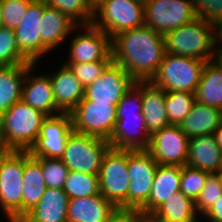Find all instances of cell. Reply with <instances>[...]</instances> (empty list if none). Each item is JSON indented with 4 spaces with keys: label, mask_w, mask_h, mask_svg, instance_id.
<instances>
[{
    "label": "cell",
    "mask_w": 222,
    "mask_h": 222,
    "mask_svg": "<svg viewBox=\"0 0 222 222\" xmlns=\"http://www.w3.org/2000/svg\"><path fill=\"white\" fill-rule=\"evenodd\" d=\"M166 53L165 38L146 24L112 38V60L135 81H150Z\"/></svg>",
    "instance_id": "1"
},
{
    "label": "cell",
    "mask_w": 222,
    "mask_h": 222,
    "mask_svg": "<svg viewBox=\"0 0 222 222\" xmlns=\"http://www.w3.org/2000/svg\"><path fill=\"white\" fill-rule=\"evenodd\" d=\"M151 136L142 114V81H135L117 105L115 129L108 140L111 148L147 150Z\"/></svg>",
    "instance_id": "2"
},
{
    "label": "cell",
    "mask_w": 222,
    "mask_h": 222,
    "mask_svg": "<svg viewBox=\"0 0 222 222\" xmlns=\"http://www.w3.org/2000/svg\"><path fill=\"white\" fill-rule=\"evenodd\" d=\"M219 31L209 22L196 18L164 36L166 53L204 61L212 60Z\"/></svg>",
    "instance_id": "3"
},
{
    "label": "cell",
    "mask_w": 222,
    "mask_h": 222,
    "mask_svg": "<svg viewBox=\"0 0 222 222\" xmlns=\"http://www.w3.org/2000/svg\"><path fill=\"white\" fill-rule=\"evenodd\" d=\"M48 116L23 100L0 116L1 129L10 150L29 151L35 144L43 121Z\"/></svg>",
    "instance_id": "4"
},
{
    "label": "cell",
    "mask_w": 222,
    "mask_h": 222,
    "mask_svg": "<svg viewBox=\"0 0 222 222\" xmlns=\"http://www.w3.org/2000/svg\"><path fill=\"white\" fill-rule=\"evenodd\" d=\"M24 151L0 156V213L7 222L23 218Z\"/></svg>",
    "instance_id": "5"
},
{
    "label": "cell",
    "mask_w": 222,
    "mask_h": 222,
    "mask_svg": "<svg viewBox=\"0 0 222 222\" xmlns=\"http://www.w3.org/2000/svg\"><path fill=\"white\" fill-rule=\"evenodd\" d=\"M206 61L193 57L165 56L150 82L166 92H196Z\"/></svg>",
    "instance_id": "6"
},
{
    "label": "cell",
    "mask_w": 222,
    "mask_h": 222,
    "mask_svg": "<svg viewBox=\"0 0 222 222\" xmlns=\"http://www.w3.org/2000/svg\"><path fill=\"white\" fill-rule=\"evenodd\" d=\"M110 148L108 140L73 130L61 160L70 171L99 175L103 158Z\"/></svg>",
    "instance_id": "7"
},
{
    "label": "cell",
    "mask_w": 222,
    "mask_h": 222,
    "mask_svg": "<svg viewBox=\"0 0 222 222\" xmlns=\"http://www.w3.org/2000/svg\"><path fill=\"white\" fill-rule=\"evenodd\" d=\"M144 24V5L135 0H104L94 8L92 25L111 38Z\"/></svg>",
    "instance_id": "8"
},
{
    "label": "cell",
    "mask_w": 222,
    "mask_h": 222,
    "mask_svg": "<svg viewBox=\"0 0 222 222\" xmlns=\"http://www.w3.org/2000/svg\"><path fill=\"white\" fill-rule=\"evenodd\" d=\"M98 176L102 196L117 209H128L130 179L127 150L110 148L103 158Z\"/></svg>",
    "instance_id": "9"
},
{
    "label": "cell",
    "mask_w": 222,
    "mask_h": 222,
    "mask_svg": "<svg viewBox=\"0 0 222 222\" xmlns=\"http://www.w3.org/2000/svg\"><path fill=\"white\" fill-rule=\"evenodd\" d=\"M73 130L109 140L117 121V105L82 98L70 112Z\"/></svg>",
    "instance_id": "10"
},
{
    "label": "cell",
    "mask_w": 222,
    "mask_h": 222,
    "mask_svg": "<svg viewBox=\"0 0 222 222\" xmlns=\"http://www.w3.org/2000/svg\"><path fill=\"white\" fill-rule=\"evenodd\" d=\"M145 24L165 36L197 18L192 0H150L144 5Z\"/></svg>",
    "instance_id": "11"
},
{
    "label": "cell",
    "mask_w": 222,
    "mask_h": 222,
    "mask_svg": "<svg viewBox=\"0 0 222 222\" xmlns=\"http://www.w3.org/2000/svg\"><path fill=\"white\" fill-rule=\"evenodd\" d=\"M70 35L67 58L63 62L90 63L112 60V38L101 29L91 25H79ZM79 29V30H78ZM83 31V32H82ZM70 50V51H69Z\"/></svg>",
    "instance_id": "12"
},
{
    "label": "cell",
    "mask_w": 222,
    "mask_h": 222,
    "mask_svg": "<svg viewBox=\"0 0 222 222\" xmlns=\"http://www.w3.org/2000/svg\"><path fill=\"white\" fill-rule=\"evenodd\" d=\"M157 167L147 150H127L128 210H139L148 201Z\"/></svg>",
    "instance_id": "13"
},
{
    "label": "cell",
    "mask_w": 222,
    "mask_h": 222,
    "mask_svg": "<svg viewBox=\"0 0 222 222\" xmlns=\"http://www.w3.org/2000/svg\"><path fill=\"white\" fill-rule=\"evenodd\" d=\"M72 131L73 125L70 113L48 116L43 121L35 144L29 150L30 155L32 157L61 159Z\"/></svg>",
    "instance_id": "14"
},
{
    "label": "cell",
    "mask_w": 222,
    "mask_h": 222,
    "mask_svg": "<svg viewBox=\"0 0 222 222\" xmlns=\"http://www.w3.org/2000/svg\"><path fill=\"white\" fill-rule=\"evenodd\" d=\"M189 137L179 125H169L155 132L147 151L160 165L185 166L188 159Z\"/></svg>",
    "instance_id": "15"
},
{
    "label": "cell",
    "mask_w": 222,
    "mask_h": 222,
    "mask_svg": "<svg viewBox=\"0 0 222 222\" xmlns=\"http://www.w3.org/2000/svg\"><path fill=\"white\" fill-rule=\"evenodd\" d=\"M135 80L118 64L111 62L101 75L84 88V99L118 105Z\"/></svg>",
    "instance_id": "16"
},
{
    "label": "cell",
    "mask_w": 222,
    "mask_h": 222,
    "mask_svg": "<svg viewBox=\"0 0 222 222\" xmlns=\"http://www.w3.org/2000/svg\"><path fill=\"white\" fill-rule=\"evenodd\" d=\"M44 3L33 0L27 8L20 25L14 30L20 52L31 62L41 63V20Z\"/></svg>",
    "instance_id": "17"
},
{
    "label": "cell",
    "mask_w": 222,
    "mask_h": 222,
    "mask_svg": "<svg viewBox=\"0 0 222 222\" xmlns=\"http://www.w3.org/2000/svg\"><path fill=\"white\" fill-rule=\"evenodd\" d=\"M37 66L34 63L26 70L21 100L47 116L60 114L56 108L50 76L47 72L35 74Z\"/></svg>",
    "instance_id": "18"
},
{
    "label": "cell",
    "mask_w": 222,
    "mask_h": 222,
    "mask_svg": "<svg viewBox=\"0 0 222 222\" xmlns=\"http://www.w3.org/2000/svg\"><path fill=\"white\" fill-rule=\"evenodd\" d=\"M78 25L67 15L56 8L44 4V12L41 20V58L47 53L56 50L63 45Z\"/></svg>",
    "instance_id": "19"
},
{
    "label": "cell",
    "mask_w": 222,
    "mask_h": 222,
    "mask_svg": "<svg viewBox=\"0 0 222 222\" xmlns=\"http://www.w3.org/2000/svg\"><path fill=\"white\" fill-rule=\"evenodd\" d=\"M50 76L56 108L61 113H70L84 97V87L64 63Z\"/></svg>",
    "instance_id": "20"
},
{
    "label": "cell",
    "mask_w": 222,
    "mask_h": 222,
    "mask_svg": "<svg viewBox=\"0 0 222 222\" xmlns=\"http://www.w3.org/2000/svg\"><path fill=\"white\" fill-rule=\"evenodd\" d=\"M181 167L158 164L148 201L139 209L152 214L161 204L180 191Z\"/></svg>",
    "instance_id": "21"
},
{
    "label": "cell",
    "mask_w": 222,
    "mask_h": 222,
    "mask_svg": "<svg viewBox=\"0 0 222 222\" xmlns=\"http://www.w3.org/2000/svg\"><path fill=\"white\" fill-rule=\"evenodd\" d=\"M221 161L222 150L216 143L213 134L189 138L187 166L211 174L220 173Z\"/></svg>",
    "instance_id": "22"
},
{
    "label": "cell",
    "mask_w": 222,
    "mask_h": 222,
    "mask_svg": "<svg viewBox=\"0 0 222 222\" xmlns=\"http://www.w3.org/2000/svg\"><path fill=\"white\" fill-rule=\"evenodd\" d=\"M68 202L63 189L46 188L38 203L19 222H68Z\"/></svg>",
    "instance_id": "23"
},
{
    "label": "cell",
    "mask_w": 222,
    "mask_h": 222,
    "mask_svg": "<svg viewBox=\"0 0 222 222\" xmlns=\"http://www.w3.org/2000/svg\"><path fill=\"white\" fill-rule=\"evenodd\" d=\"M116 209L101 193L69 199L68 222H107Z\"/></svg>",
    "instance_id": "24"
},
{
    "label": "cell",
    "mask_w": 222,
    "mask_h": 222,
    "mask_svg": "<svg viewBox=\"0 0 222 222\" xmlns=\"http://www.w3.org/2000/svg\"><path fill=\"white\" fill-rule=\"evenodd\" d=\"M165 101L164 89L155 86L150 81H142V114L150 136L170 125Z\"/></svg>",
    "instance_id": "25"
},
{
    "label": "cell",
    "mask_w": 222,
    "mask_h": 222,
    "mask_svg": "<svg viewBox=\"0 0 222 222\" xmlns=\"http://www.w3.org/2000/svg\"><path fill=\"white\" fill-rule=\"evenodd\" d=\"M222 121V111L218 108L195 101L191 111L179 125L189 138L213 134Z\"/></svg>",
    "instance_id": "26"
},
{
    "label": "cell",
    "mask_w": 222,
    "mask_h": 222,
    "mask_svg": "<svg viewBox=\"0 0 222 222\" xmlns=\"http://www.w3.org/2000/svg\"><path fill=\"white\" fill-rule=\"evenodd\" d=\"M46 188L41 163L24 151L23 217L38 203Z\"/></svg>",
    "instance_id": "27"
},
{
    "label": "cell",
    "mask_w": 222,
    "mask_h": 222,
    "mask_svg": "<svg viewBox=\"0 0 222 222\" xmlns=\"http://www.w3.org/2000/svg\"><path fill=\"white\" fill-rule=\"evenodd\" d=\"M31 65L0 66V116L22 99L26 70Z\"/></svg>",
    "instance_id": "28"
},
{
    "label": "cell",
    "mask_w": 222,
    "mask_h": 222,
    "mask_svg": "<svg viewBox=\"0 0 222 222\" xmlns=\"http://www.w3.org/2000/svg\"><path fill=\"white\" fill-rule=\"evenodd\" d=\"M195 98L199 103L222 111V66L213 59L205 63Z\"/></svg>",
    "instance_id": "29"
},
{
    "label": "cell",
    "mask_w": 222,
    "mask_h": 222,
    "mask_svg": "<svg viewBox=\"0 0 222 222\" xmlns=\"http://www.w3.org/2000/svg\"><path fill=\"white\" fill-rule=\"evenodd\" d=\"M152 215L160 222H199L195 202L178 191L161 204Z\"/></svg>",
    "instance_id": "30"
},
{
    "label": "cell",
    "mask_w": 222,
    "mask_h": 222,
    "mask_svg": "<svg viewBox=\"0 0 222 222\" xmlns=\"http://www.w3.org/2000/svg\"><path fill=\"white\" fill-rule=\"evenodd\" d=\"M63 190L69 199L96 195L100 193L99 176L70 171Z\"/></svg>",
    "instance_id": "31"
},
{
    "label": "cell",
    "mask_w": 222,
    "mask_h": 222,
    "mask_svg": "<svg viewBox=\"0 0 222 222\" xmlns=\"http://www.w3.org/2000/svg\"><path fill=\"white\" fill-rule=\"evenodd\" d=\"M49 7H53L67 15L79 25H91L94 9L88 0H41Z\"/></svg>",
    "instance_id": "32"
},
{
    "label": "cell",
    "mask_w": 222,
    "mask_h": 222,
    "mask_svg": "<svg viewBox=\"0 0 222 222\" xmlns=\"http://www.w3.org/2000/svg\"><path fill=\"white\" fill-rule=\"evenodd\" d=\"M196 101L195 94L184 91L166 92L165 107L170 125H180Z\"/></svg>",
    "instance_id": "33"
},
{
    "label": "cell",
    "mask_w": 222,
    "mask_h": 222,
    "mask_svg": "<svg viewBox=\"0 0 222 222\" xmlns=\"http://www.w3.org/2000/svg\"><path fill=\"white\" fill-rule=\"evenodd\" d=\"M18 64H33L19 50L15 32L6 27H0V66Z\"/></svg>",
    "instance_id": "34"
},
{
    "label": "cell",
    "mask_w": 222,
    "mask_h": 222,
    "mask_svg": "<svg viewBox=\"0 0 222 222\" xmlns=\"http://www.w3.org/2000/svg\"><path fill=\"white\" fill-rule=\"evenodd\" d=\"M42 167V173L47 188L63 189L70 172L61 159L48 157H35Z\"/></svg>",
    "instance_id": "35"
},
{
    "label": "cell",
    "mask_w": 222,
    "mask_h": 222,
    "mask_svg": "<svg viewBox=\"0 0 222 222\" xmlns=\"http://www.w3.org/2000/svg\"><path fill=\"white\" fill-rule=\"evenodd\" d=\"M220 196H222V177L219 173L210 174L206 180L204 188L201 190L195 201L198 215L202 217L207 213Z\"/></svg>",
    "instance_id": "36"
},
{
    "label": "cell",
    "mask_w": 222,
    "mask_h": 222,
    "mask_svg": "<svg viewBox=\"0 0 222 222\" xmlns=\"http://www.w3.org/2000/svg\"><path fill=\"white\" fill-rule=\"evenodd\" d=\"M210 174L207 171L191 168L187 165L182 166L180 191L195 202Z\"/></svg>",
    "instance_id": "37"
},
{
    "label": "cell",
    "mask_w": 222,
    "mask_h": 222,
    "mask_svg": "<svg viewBox=\"0 0 222 222\" xmlns=\"http://www.w3.org/2000/svg\"><path fill=\"white\" fill-rule=\"evenodd\" d=\"M112 61H95L90 63L62 62L69 67L75 77L85 88L93 83Z\"/></svg>",
    "instance_id": "38"
},
{
    "label": "cell",
    "mask_w": 222,
    "mask_h": 222,
    "mask_svg": "<svg viewBox=\"0 0 222 222\" xmlns=\"http://www.w3.org/2000/svg\"><path fill=\"white\" fill-rule=\"evenodd\" d=\"M197 18L222 30V0H192Z\"/></svg>",
    "instance_id": "39"
},
{
    "label": "cell",
    "mask_w": 222,
    "mask_h": 222,
    "mask_svg": "<svg viewBox=\"0 0 222 222\" xmlns=\"http://www.w3.org/2000/svg\"><path fill=\"white\" fill-rule=\"evenodd\" d=\"M33 0H3V27L15 30Z\"/></svg>",
    "instance_id": "40"
},
{
    "label": "cell",
    "mask_w": 222,
    "mask_h": 222,
    "mask_svg": "<svg viewBox=\"0 0 222 222\" xmlns=\"http://www.w3.org/2000/svg\"><path fill=\"white\" fill-rule=\"evenodd\" d=\"M107 222H137V210L116 209Z\"/></svg>",
    "instance_id": "41"
},
{
    "label": "cell",
    "mask_w": 222,
    "mask_h": 222,
    "mask_svg": "<svg viewBox=\"0 0 222 222\" xmlns=\"http://www.w3.org/2000/svg\"><path fill=\"white\" fill-rule=\"evenodd\" d=\"M200 218L214 222H222V196H220L213 207Z\"/></svg>",
    "instance_id": "42"
},
{
    "label": "cell",
    "mask_w": 222,
    "mask_h": 222,
    "mask_svg": "<svg viewBox=\"0 0 222 222\" xmlns=\"http://www.w3.org/2000/svg\"><path fill=\"white\" fill-rule=\"evenodd\" d=\"M213 60L222 66V30L219 31L216 43H215V54Z\"/></svg>",
    "instance_id": "43"
},
{
    "label": "cell",
    "mask_w": 222,
    "mask_h": 222,
    "mask_svg": "<svg viewBox=\"0 0 222 222\" xmlns=\"http://www.w3.org/2000/svg\"><path fill=\"white\" fill-rule=\"evenodd\" d=\"M137 222H160V220L155 218L152 214H144L137 210Z\"/></svg>",
    "instance_id": "44"
},
{
    "label": "cell",
    "mask_w": 222,
    "mask_h": 222,
    "mask_svg": "<svg viewBox=\"0 0 222 222\" xmlns=\"http://www.w3.org/2000/svg\"><path fill=\"white\" fill-rule=\"evenodd\" d=\"M10 148L7 146L4 136H3V131L1 129V124H0V156L6 155L10 152Z\"/></svg>",
    "instance_id": "45"
},
{
    "label": "cell",
    "mask_w": 222,
    "mask_h": 222,
    "mask_svg": "<svg viewBox=\"0 0 222 222\" xmlns=\"http://www.w3.org/2000/svg\"><path fill=\"white\" fill-rule=\"evenodd\" d=\"M214 137H215V141L218 144V146L220 147V149L222 150V121L220 122V125L218 126V128L215 130V132L213 133Z\"/></svg>",
    "instance_id": "46"
},
{
    "label": "cell",
    "mask_w": 222,
    "mask_h": 222,
    "mask_svg": "<svg viewBox=\"0 0 222 222\" xmlns=\"http://www.w3.org/2000/svg\"><path fill=\"white\" fill-rule=\"evenodd\" d=\"M0 27H3V0H0Z\"/></svg>",
    "instance_id": "47"
},
{
    "label": "cell",
    "mask_w": 222,
    "mask_h": 222,
    "mask_svg": "<svg viewBox=\"0 0 222 222\" xmlns=\"http://www.w3.org/2000/svg\"><path fill=\"white\" fill-rule=\"evenodd\" d=\"M89 1V4L93 7V9L99 5L102 1L104 0H88Z\"/></svg>",
    "instance_id": "48"
},
{
    "label": "cell",
    "mask_w": 222,
    "mask_h": 222,
    "mask_svg": "<svg viewBox=\"0 0 222 222\" xmlns=\"http://www.w3.org/2000/svg\"><path fill=\"white\" fill-rule=\"evenodd\" d=\"M143 5H145L146 3H148L150 0H135Z\"/></svg>",
    "instance_id": "49"
},
{
    "label": "cell",
    "mask_w": 222,
    "mask_h": 222,
    "mask_svg": "<svg viewBox=\"0 0 222 222\" xmlns=\"http://www.w3.org/2000/svg\"><path fill=\"white\" fill-rule=\"evenodd\" d=\"M202 221H203V222H205V221H206V222H214V221H211V220H205L204 218L199 220V222H202Z\"/></svg>",
    "instance_id": "50"
}]
</instances>
